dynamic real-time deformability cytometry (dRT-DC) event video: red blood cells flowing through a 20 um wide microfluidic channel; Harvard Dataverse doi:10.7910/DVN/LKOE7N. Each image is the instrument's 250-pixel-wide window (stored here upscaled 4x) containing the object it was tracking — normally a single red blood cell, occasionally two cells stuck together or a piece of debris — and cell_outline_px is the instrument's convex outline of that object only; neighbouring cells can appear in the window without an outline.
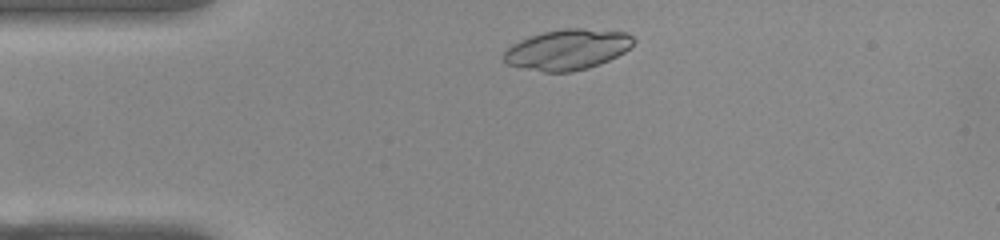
{"species": "common noctule bat (a hibernating species)", "species_latin": "Nyctalus noctula", "temperature_condition": "warm", "stored_images_in_passage": 44, "camera_frame_rate_fps": 3000, "um_per_image_px": 0.085, "animal": {"sex": "female", "body_mass_g": 22.0, "forearm_length_mm": 56.7}, "frame": {"image": 1, "passage_image": 3, "time_ms": 0.667, "image_size_px": [1000, 240], "cell_outline_px": [[636, 40], [624, 52], [608, 60], [588, 68], [568, 72], [544, 72], [524, 68], [508, 64], [504, 60], [504, 52], [512, 44], [520, 40], [544, 32], [564, 28], [580, 28], [624, 32], [632, 36]], "centroid_in_image_um": [48.23, 4.21], "position_along_channel_um": 36.8, "area_um2": 30.23}}
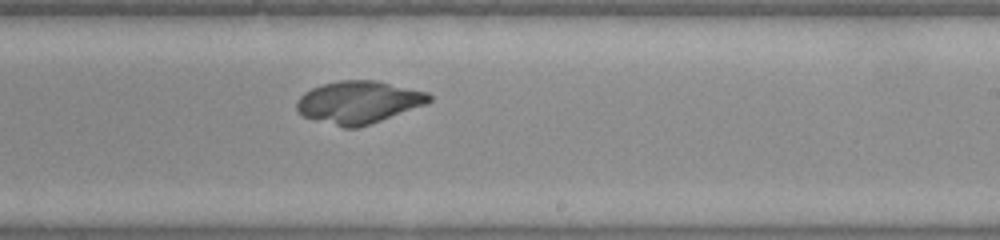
{"frame": {"image": 2, "passage_image": 23, "time_ms": 7.333, "image_size_px": [1000, 240], "cell_outline_px": [[432, 100], [424, 104], [380, 120], [356, 128], [344, 128], [304, 116], [296, 108], [296, 104], [300, 96], [304, 92], [320, 84], [340, 80], [376, 80], [428, 92], [432, 96]], "centroid_in_image_um": [30.46, 8.66], "position_along_channel_um": 258.5, "area_um2": 32.37}}
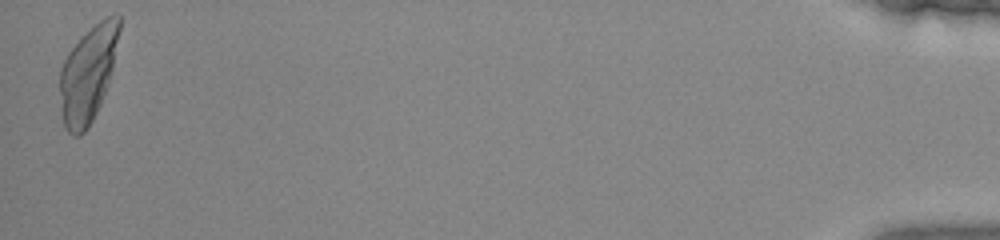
{"frame": {"image": 3, "passage_image": 44, "time_ms": 14.333, "image_size_px": [1000, 240], "cell_outline_px": [[120, 28], [112, 68], [108, 84], [100, 104], [88, 128], [80, 136], [72, 136], [64, 128], [60, 108], [60, 68], [68, 52], [100, 20], [108, 16], [120, 16]], "centroid_in_image_um": [7.45, 6.37], "position_along_channel_um": 427.8, "area_um2": 32.77}}